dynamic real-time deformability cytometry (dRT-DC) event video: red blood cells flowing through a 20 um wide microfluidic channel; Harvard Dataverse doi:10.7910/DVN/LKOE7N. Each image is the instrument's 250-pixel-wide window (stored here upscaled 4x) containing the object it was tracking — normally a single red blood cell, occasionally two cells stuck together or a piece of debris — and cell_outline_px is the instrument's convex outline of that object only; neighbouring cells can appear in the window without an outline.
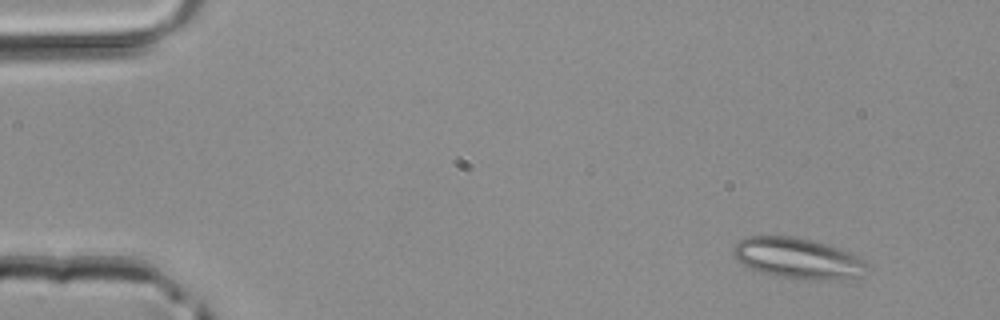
{"species": "common noctule bat (a hibernating species)", "species_latin": "Nyctalus noctula", "temperature_condition": "room temperature", "stored_images_in_passage": 3, "camera_frame_rate_fps": 3000, "um_per_image_px": 0.085, "animal": {"sex": "male", "body_mass_g": 20.4}, "frame": {"image": 1, "passage_image": 1, "time_ms": 0.0, "image_size_px": [1000, 320], "cell_outline_px": [[868, 276], [840, 280], [836, 280], [780, 276], [760, 272], [748, 268], [736, 260], [732, 252], [732, 248], [740, 240], [748, 236], [792, 236], [812, 240], [828, 244], [840, 248], [856, 256], [864, 264]], "centroid_in_image_um": [67.79, 21.95], "position_along_channel_um": 17.2, "area_um2": 31.56}}
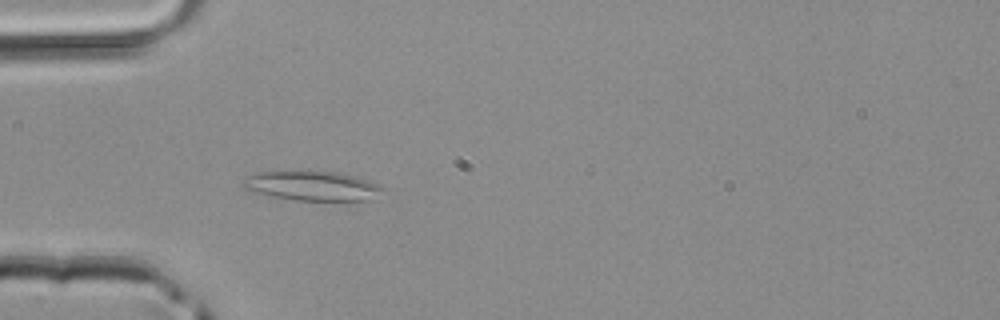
{"frame": {"image": 2, "passage_image": 3, "time_ms": 0.667, "image_size_px": [1000, 320], "cell_outline_px": [[384, 188], [372, 200], [292, 200], [272, 196], [256, 192], [244, 188], [240, 184], [240, 180], [256, 172], [336, 172], [356, 176], [368, 180]], "centroid_in_image_um": [26.5, 15.8], "position_along_channel_um": 58.5, "area_um2": 23.7}}